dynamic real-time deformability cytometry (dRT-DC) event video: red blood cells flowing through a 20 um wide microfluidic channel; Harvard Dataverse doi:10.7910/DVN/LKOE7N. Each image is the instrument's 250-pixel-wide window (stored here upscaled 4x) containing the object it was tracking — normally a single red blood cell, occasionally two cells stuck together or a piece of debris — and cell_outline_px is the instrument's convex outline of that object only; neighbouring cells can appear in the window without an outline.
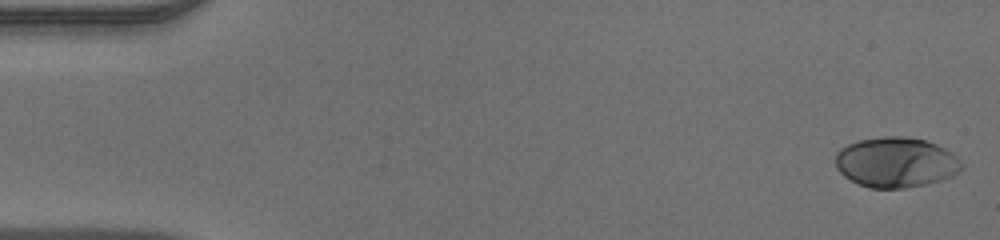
{"species": "human", "species_latin": "Homo sapiens", "temperature_condition": "warm", "stored_images_in_passage": 48, "camera_frame_rate_fps": 3000, "um_per_image_px": 0.085, "donor": {"sex": "male"}, "frame": {"image": 1, "passage_image": 1, "time_ms": 0.0, "image_size_px": [1000, 240], "cell_outline_px": [[964, 164], [952, 176], [940, 180], [924, 184], [904, 188], [868, 188], [844, 176], [836, 168], [836, 152], [840, 148], [848, 144], [860, 140], [884, 136], [904, 136], [924, 140], [936, 144], [952, 152]], "centroid_in_image_um": [76.14, 13.79], "position_along_channel_um": 8.9, "area_um2": 36.76}}
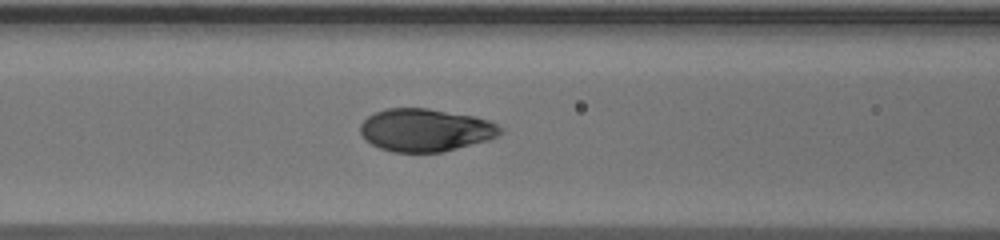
{"frame": {"image": 2, "passage_image": 20, "time_ms": 6.333, "image_size_px": [1000, 240], "cell_outline_px": [[504, 132], [488, 140], [444, 152], [392, 152], [380, 148], [364, 140], [360, 132], [360, 124], [368, 116], [376, 112], [388, 108], [428, 108], [476, 116], [492, 120], [504, 128]], "centroid_in_image_um": [36.2, 11.05], "position_along_channel_um": 130.4, "area_um2": 35.32}}
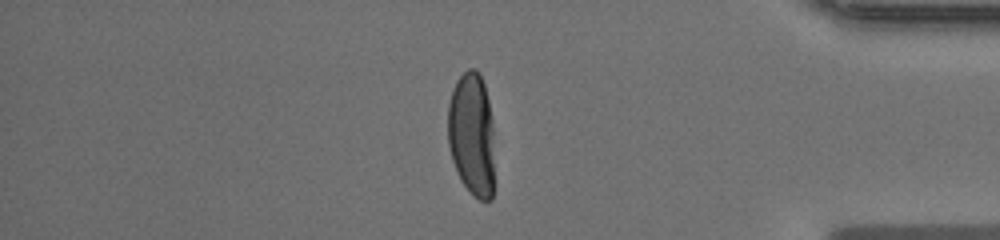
{"frame": {"image": 3, "passage_image": 41, "time_ms": 13.333, "image_size_px": [1000, 240], "cell_outline_px": [[492, 200], [480, 200], [460, 180], [452, 160], [448, 144], [448, 104], [456, 80], [468, 68], [476, 68], [480, 72], [484, 84], [488, 100], [492, 124]], "centroid_in_image_um": [40.07, 11.36], "position_along_channel_um": 395.1, "area_um2": 33.18}}